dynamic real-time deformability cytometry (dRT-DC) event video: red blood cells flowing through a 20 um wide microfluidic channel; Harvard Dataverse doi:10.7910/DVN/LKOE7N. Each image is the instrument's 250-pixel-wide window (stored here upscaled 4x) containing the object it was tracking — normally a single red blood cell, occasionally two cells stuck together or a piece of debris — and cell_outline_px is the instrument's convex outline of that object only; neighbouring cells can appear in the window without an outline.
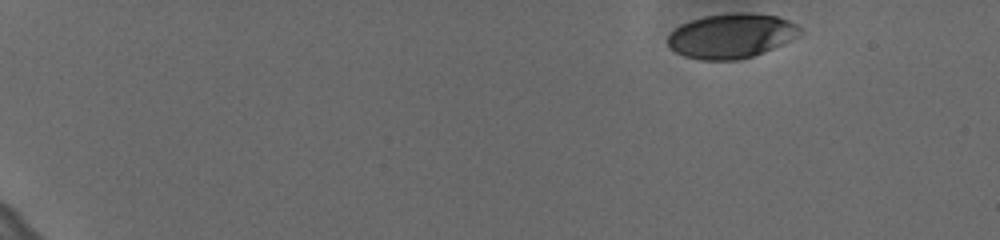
{"species": "human", "species_latin": "Homo sapiens", "temperature_condition": "cold", "stored_images_in_passage": 46, "camera_frame_rate_fps": 3000, "um_per_image_px": 0.085, "donor": {"sex": "female"}, "frame": {"image": 1, "passage_image": 1, "time_ms": 0.0, "image_size_px": [1000, 240], "cell_outline_px": [[800, 36], [772, 48], [752, 56], [736, 60], [700, 60], [684, 56], [676, 52], [668, 44], [668, 36], [680, 24], [704, 16], [732, 12], [752, 12], [776, 16], [788, 20], [796, 24], [800, 28]], "centroid_in_image_um": [62.16, 3.03], "position_along_channel_um": 22.8, "area_um2": 34.28}}
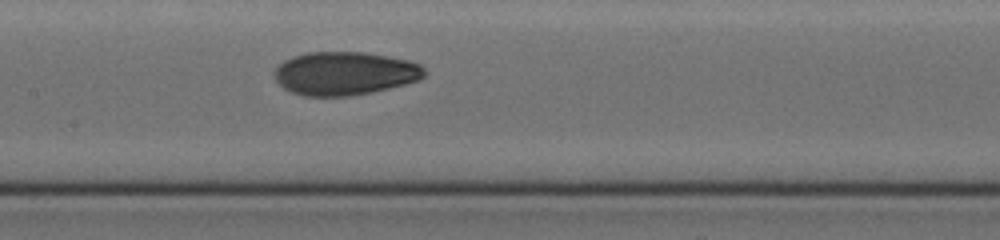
{"frame": {"image": 2, "passage_image": 26, "time_ms": 8.333, "image_size_px": [1000, 240], "cell_outline_px": [[428, 72], [420, 80], [372, 92], [348, 96], [304, 96], [292, 92], [284, 88], [276, 80], [276, 68], [284, 60], [292, 56], [308, 52], [364, 52], [408, 60], [420, 64]], "centroid_in_image_um": [29.33, 6.23], "position_along_channel_um": 178.1, "area_um2": 37.8}}
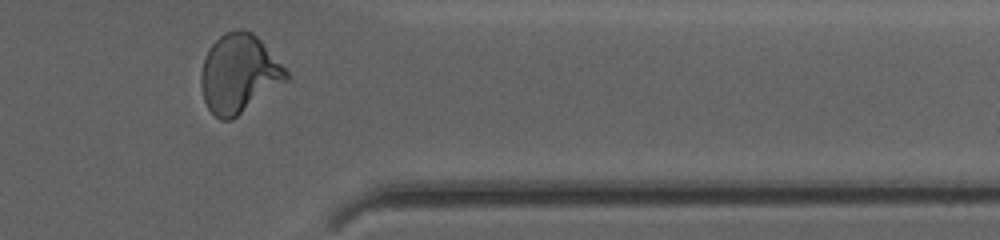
{"frame": {"image": 3, "passage_image": 44, "time_ms": 14.333, "image_size_px": [1000, 240], "cell_outline_px": [[288, 80], [232, 120], [220, 120], [208, 108], [204, 100], [200, 84], [200, 72], [204, 56], [212, 44], [224, 32], [240, 28], [252, 32], [260, 40], [288, 72]], "centroid_in_image_um": [20.28, 6.27], "position_along_channel_um": 391.1, "area_um2": 38.9}, "authors_computed_cell_mechanics": {"area_um2": 36.5585, "velocity_mm_per_s": 3.6301, "shape_relaxation_time_tau1_ms": 6.027, "shape_relaxation_time_tau2_ms": 1.7064, "deformation_change_tau1": 0.1868, "deformation_change_tau2": 0.0645}}